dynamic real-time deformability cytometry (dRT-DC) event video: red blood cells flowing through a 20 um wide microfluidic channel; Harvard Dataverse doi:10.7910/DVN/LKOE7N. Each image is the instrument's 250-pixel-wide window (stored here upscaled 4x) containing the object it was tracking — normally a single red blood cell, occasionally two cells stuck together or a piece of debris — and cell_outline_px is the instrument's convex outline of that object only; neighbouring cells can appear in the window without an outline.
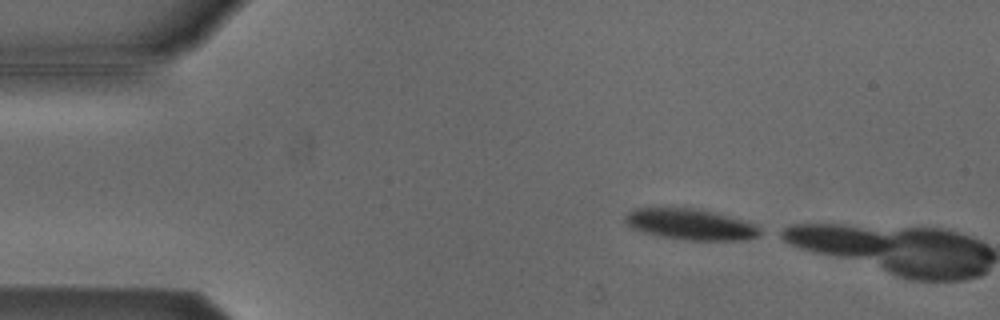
{"species": "Egyptian fruit bat (a non-hibernating species)", "species_latin": "Rousettus aegyptiacus", "temperature_condition": "cold", "stored_images_in_passage": 2, "camera_frame_rate_fps": 3000, "um_per_image_px": 0.085, "animal": {"sex": "male"}, "frame": {"image": 1, "passage_image": 1, "time_ms": 0.0, "image_size_px": [1000, 320], "cell_outline_px": [[768, 232], [760, 236], [748, 240], [684, 240], [660, 236], [640, 232], [632, 228], [624, 220], [624, 216], [632, 208], [692, 208], [712, 212], [748, 220], [756, 224]], "centroid_in_image_um": [58.79, 19.08], "position_along_channel_um": 26.2, "area_um2": 24.91}}